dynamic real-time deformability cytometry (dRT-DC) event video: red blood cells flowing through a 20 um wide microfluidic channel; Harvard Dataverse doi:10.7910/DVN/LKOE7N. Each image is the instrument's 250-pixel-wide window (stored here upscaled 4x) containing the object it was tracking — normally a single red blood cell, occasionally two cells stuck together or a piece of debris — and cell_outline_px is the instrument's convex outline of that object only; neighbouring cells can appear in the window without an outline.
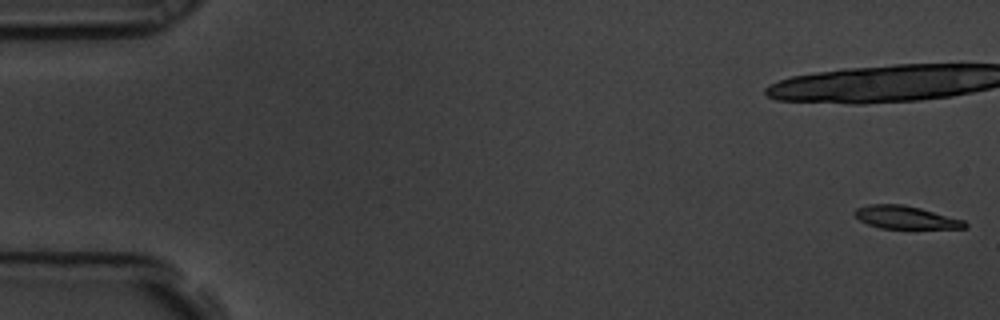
{"species": "common noctule bat (a hibernating species)", "species_latin": "Nyctalus noctula", "temperature_condition": "room temperature", "stored_images_in_passage": 18, "camera_frame_rate_fps": 3000, "um_per_image_px": 0.085, "animal": {"sex": "male", "body_mass_g": 19.5, "forearm_length_mm": 54.6}, "frame": {"image": 1, "passage_image": 1, "time_ms": 0.0, "image_size_px": [1000, 320], "cell_outline_px": [[968, 228], [880, 228], [868, 224], [860, 220], [852, 212], [856, 208], [868, 204], [904, 204], [920, 208], [964, 220], [968, 224]], "centroid_in_image_um": [76.96, 18.47], "position_along_channel_um": 8.0, "area_um2": 14.62}}